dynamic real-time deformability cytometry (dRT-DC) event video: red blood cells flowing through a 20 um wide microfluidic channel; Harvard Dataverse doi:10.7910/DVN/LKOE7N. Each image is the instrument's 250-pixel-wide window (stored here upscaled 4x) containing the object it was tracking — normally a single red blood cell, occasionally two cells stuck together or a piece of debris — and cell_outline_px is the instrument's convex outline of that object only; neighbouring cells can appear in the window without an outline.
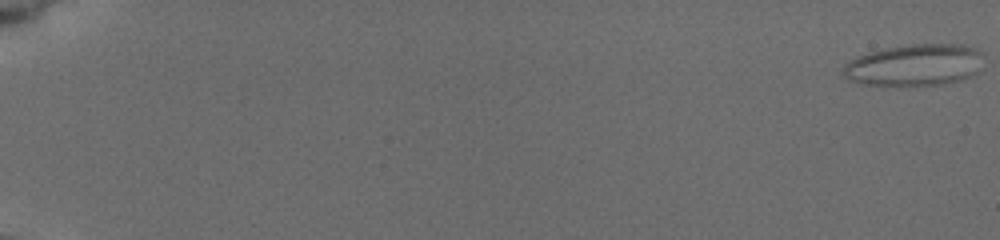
{"species": "common noctule bat (a hibernating species)", "species_latin": "Nyctalus noctula", "temperature_condition": "cold", "stored_images_in_passage": 8, "camera_frame_rate_fps": 3000, "um_per_image_px": 0.085, "animal": {"sex": "female", "body_mass_g": 19.5, "forearm_length_mm": 54.1}, "frame": {"image": 1, "passage_image": 1, "time_ms": 0.0, "image_size_px": [1000, 240], "cell_outline_px": [[980, 52], [976, 72], [972, 76], [960, 80], [940, 84], [864, 84], [852, 80], [844, 76], [844, 64], [860, 56], [884, 48], [912, 44], [964, 44], [976, 48]], "centroid_in_image_um": [77.75, 5.5], "position_along_channel_um": 7.3, "area_um2": 33.06}}